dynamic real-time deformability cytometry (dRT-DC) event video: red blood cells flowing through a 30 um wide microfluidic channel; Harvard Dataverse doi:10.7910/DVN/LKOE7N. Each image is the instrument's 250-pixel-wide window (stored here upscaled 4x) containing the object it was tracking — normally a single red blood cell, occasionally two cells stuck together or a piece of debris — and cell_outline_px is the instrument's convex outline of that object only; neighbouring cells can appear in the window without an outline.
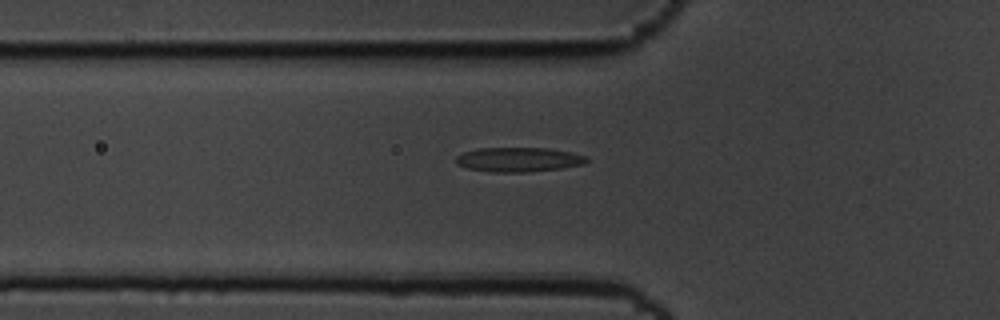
{"species": "common noctule bat (a hibernating species)", "species_latin": "Nyctalus noctula", "temperature_condition": "cold", "stored_images_in_passage": 40, "camera_frame_rate_fps": 3000, "um_per_image_px": 0.085, "animal": {"sex": "male", "body_mass_g": 19.5, "forearm_length_mm": 54.6}, "frame": {"image": 1, "passage_image": 6, "time_ms": 1.667, "image_size_px": [1000, 320], "cell_outline_px": [[588, 160], [584, 164], [560, 168], [524, 172], [492, 172], [468, 168], [456, 164], [456, 156], [464, 152], [480, 148], [548, 148], [572, 152], [584, 156]], "centroid_in_image_um": [44.06, 13.56], "position_along_channel_um": 81.7, "area_um2": 18.44}}
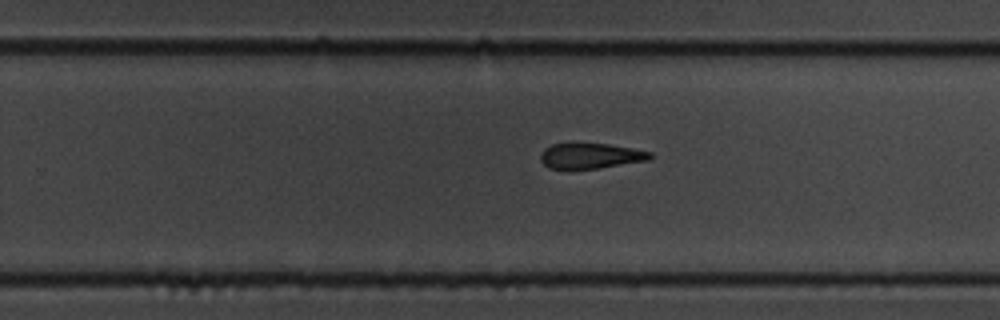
{"frame": {"image": 2, "passage_image": 23, "time_ms": 7.333, "image_size_px": [1000, 320], "cell_outline_px": [[652, 156], [648, 160], [600, 168], [572, 172], [568, 172], [548, 168], [540, 160], [540, 156], [544, 148], [552, 144], [608, 144], [632, 148], [652, 152]], "centroid_in_image_um": [50.13, 13.3], "position_along_channel_um": 279.7, "area_um2": 16.76}}
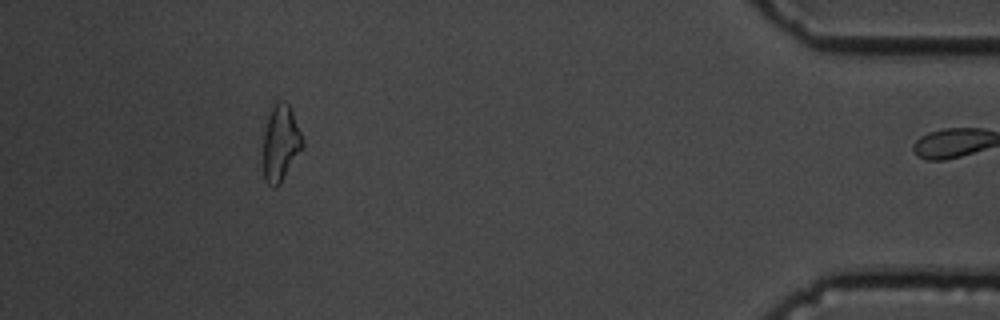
{"frame": {"image": 3, "passage_image": 39, "time_ms": 12.667, "image_size_px": [1000, 320], "cell_outline_px": [[304, 144], [280, 184], [276, 188], [272, 188], [264, 180], [264, 132], [268, 112], [276, 100], [284, 100], [288, 104], [292, 112], [304, 140]], "centroid_in_image_um": [23.84, 12.14], "position_along_channel_um": 411.4, "area_um2": 17.46}, "authors_computed_cell_mechanics": {"area_um2": 17.8024, "velocity_mm_per_s": 3.5001, "shape_relaxation_time_tau1_ms": 7.1371, "shape_relaxation_time_tau2_ms": 4.2722, "deformation_change_tau1": 0.1567, "deformation_change_tau2": 0.1267}}